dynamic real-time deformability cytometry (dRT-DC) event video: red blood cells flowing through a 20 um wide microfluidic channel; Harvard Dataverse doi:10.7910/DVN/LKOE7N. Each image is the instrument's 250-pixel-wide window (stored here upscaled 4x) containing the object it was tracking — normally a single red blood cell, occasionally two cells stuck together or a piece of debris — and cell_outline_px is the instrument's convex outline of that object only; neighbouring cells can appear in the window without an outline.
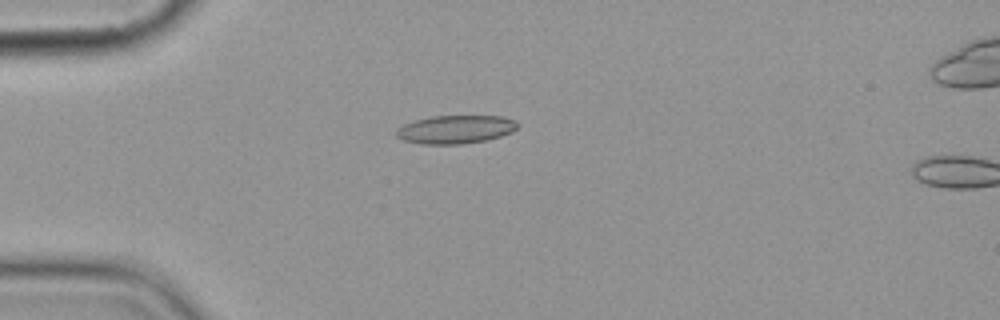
{"species": "common noctule bat (a hibernating species)", "species_latin": "Nyctalus noctula", "temperature_condition": "cold", "stored_images_in_passage": 4, "camera_frame_rate_fps": 3000, "um_per_image_px": 0.085, "animal": {"sex": "female", "body_mass_g": 19.9}, "frame": {"image": 1, "passage_image": 3, "time_ms": 3.333, "image_size_px": [1000, 320], "cell_outline_px": [[520, 124], [512, 132], [500, 136], [484, 140], [460, 144], [420, 144], [404, 140], [396, 136], [396, 128], [404, 124], [416, 120], [432, 116], [500, 116], [516, 120]], "centroid_in_image_um": [38.72, 10.99], "position_along_channel_um": 46.3, "area_um2": 19.94}}